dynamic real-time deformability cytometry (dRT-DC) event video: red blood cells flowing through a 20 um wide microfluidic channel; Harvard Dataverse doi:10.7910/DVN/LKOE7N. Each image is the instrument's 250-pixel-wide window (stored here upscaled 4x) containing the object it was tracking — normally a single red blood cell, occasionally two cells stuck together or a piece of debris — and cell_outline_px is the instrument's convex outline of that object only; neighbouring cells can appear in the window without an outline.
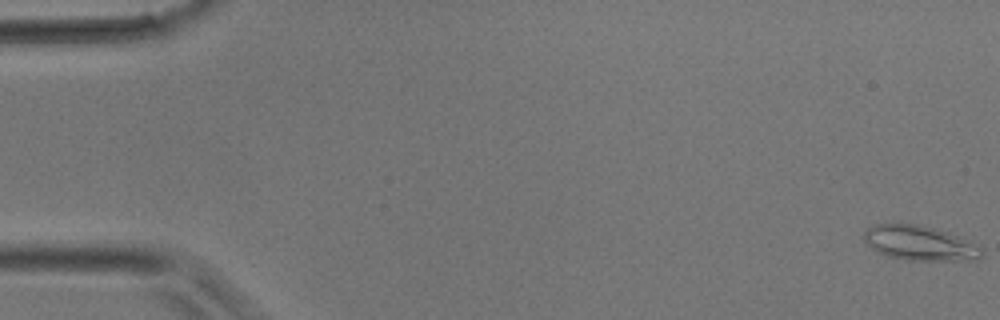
{"species": "common noctule bat (a hibernating species)", "species_latin": "Nyctalus noctula", "temperature_condition": "room temperature", "stored_images_in_passage": 10, "camera_frame_rate_fps": 3000, "um_per_image_px": 0.085, "animal": {"sex": "male", "body_mass_g": 17.9}, "frame": {"image": 1, "passage_image": 1, "time_ms": 0.0, "image_size_px": [1000, 320], "cell_outline_px": [[984, 252], [976, 260], [908, 260], [888, 256], [876, 252], [864, 240], [864, 228], [872, 224], [920, 224], [956, 236], [980, 248]], "centroid_in_image_um": [78.08, 20.66], "position_along_channel_um": 6.9, "area_um2": 23.41}}